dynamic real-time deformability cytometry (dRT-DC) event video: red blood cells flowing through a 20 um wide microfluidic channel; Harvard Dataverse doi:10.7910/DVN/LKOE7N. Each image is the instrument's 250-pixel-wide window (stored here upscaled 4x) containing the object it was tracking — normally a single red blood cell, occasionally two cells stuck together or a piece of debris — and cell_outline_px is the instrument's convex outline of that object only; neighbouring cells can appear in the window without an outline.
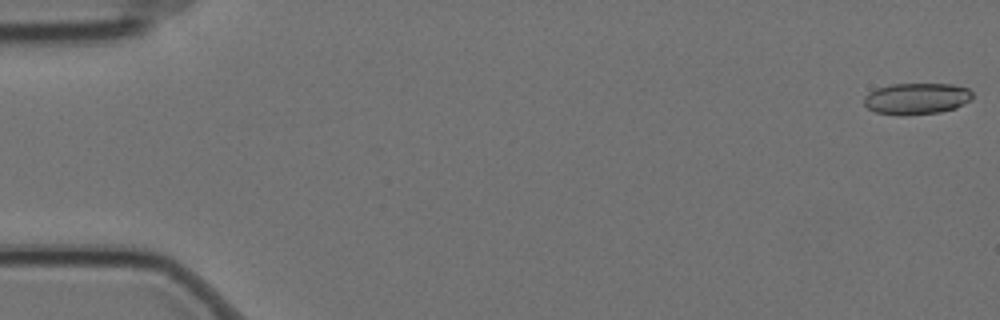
{"species": "Egyptian fruit bat (a non-hibernating species)", "species_latin": "Rousettus aegyptiacus", "temperature_condition": "cold", "stored_images_in_passage": 4, "camera_frame_rate_fps": 3000, "um_per_image_px": 0.085, "animal": {"sex": "female"}, "frame": {"image": 1, "passage_image": 1, "time_ms": 0.0, "image_size_px": [1000, 320], "cell_outline_px": [[972, 100], [956, 108], [940, 112], [904, 116], [900, 116], [876, 112], [868, 108], [864, 104], [864, 96], [868, 92], [876, 88], [892, 84], [952, 84], [968, 88], [972, 92]], "centroid_in_image_um": [77.91, 8.39], "position_along_channel_um": 7.1, "area_um2": 20.11}}